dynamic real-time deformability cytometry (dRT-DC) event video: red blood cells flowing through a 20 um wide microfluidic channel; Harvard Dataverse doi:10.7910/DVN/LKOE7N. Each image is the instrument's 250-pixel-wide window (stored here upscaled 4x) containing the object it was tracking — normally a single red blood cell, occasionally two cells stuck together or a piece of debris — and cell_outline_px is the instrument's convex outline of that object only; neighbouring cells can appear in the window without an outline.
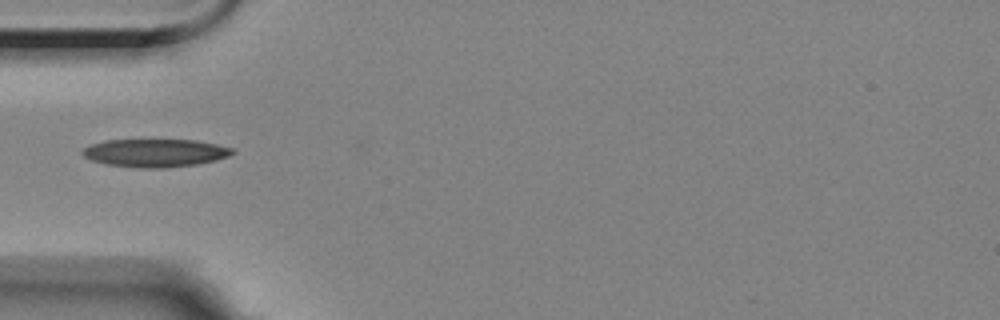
{"species": "Egyptian fruit bat (a non-hibernating species)", "species_latin": "Rousettus aegyptiacus", "temperature_condition": "room temperature", "stored_images_in_passage": 14, "camera_frame_rate_fps": 3000, "um_per_image_px": 0.085, "animal": {"sex": "female"}, "frame": {"image": 1, "passage_image": 1, "time_ms": 0.0, "image_size_px": [1000, 320], "cell_outline_px": [[236, 152], [228, 156], [216, 160], [196, 164], [168, 168], [140, 168], [108, 164], [92, 160], [84, 156], [80, 152], [88, 144], [104, 140], [196, 140], [216, 144], [232, 148]], "centroid_in_image_um": [13.18, 12.99], "position_along_channel_um": 71.8, "area_um2": 24.51}}
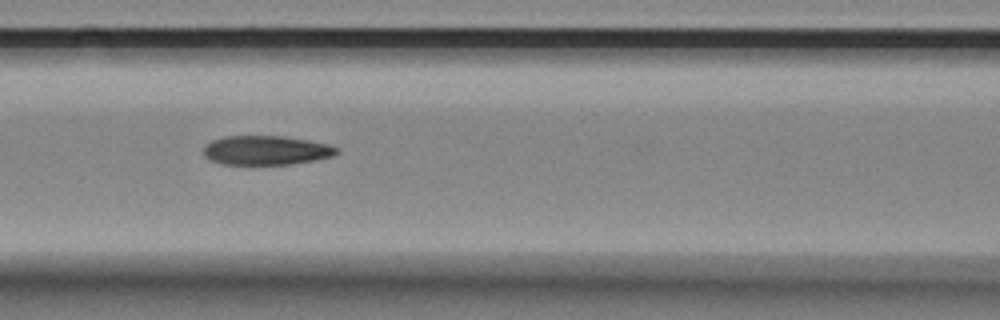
{"frame": {"image": 2, "passage_image": 7, "time_ms": 2.0, "image_size_px": [1000, 320], "cell_outline_px": [[340, 152], [332, 156], [316, 160], [288, 164], [220, 164], [204, 156], [204, 144], [212, 140], [224, 136], [284, 136], [308, 140], [328, 144], [340, 148]], "centroid_in_image_um": [22.63, 12.77], "position_along_channel_um": 144.0, "area_um2": 22.77}}
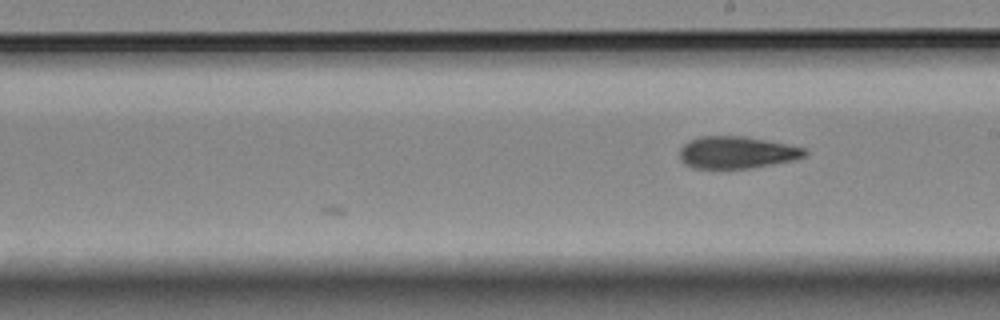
{"frame": {"image": 3, "passage_image": 14, "time_ms": 4.333, "image_size_px": [1000, 320], "cell_outline_px": [[808, 152], [804, 156], [796, 160], [748, 168], [692, 168], [684, 164], [680, 160], [680, 148], [688, 140], [700, 136], [744, 136], [788, 144], [804, 148]], "centroid_in_image_um": [62.6, 12.95], "position_along_channel_um": 226.4, "area_um2": 23.47}}